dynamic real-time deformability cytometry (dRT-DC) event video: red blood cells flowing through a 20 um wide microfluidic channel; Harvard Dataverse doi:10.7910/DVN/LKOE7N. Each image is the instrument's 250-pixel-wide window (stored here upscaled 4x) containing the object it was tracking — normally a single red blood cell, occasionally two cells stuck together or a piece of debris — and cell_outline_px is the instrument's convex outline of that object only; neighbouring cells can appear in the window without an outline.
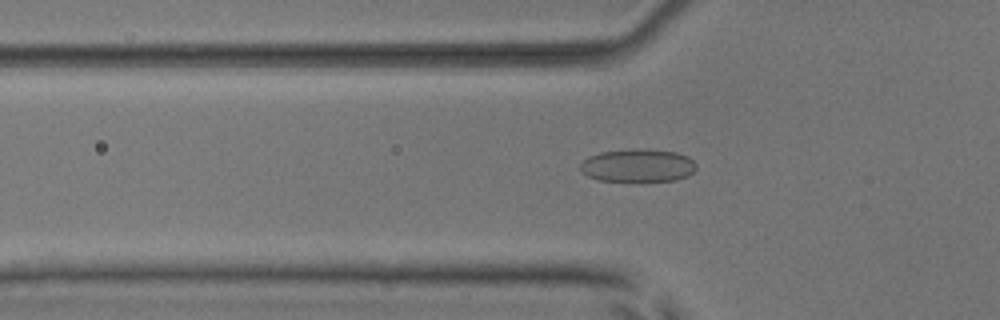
{"species": "common noctule bat (a hibernating species)", "species_latin": "Nyctalus noctula", "temperature_condition": "room temperature", "stored_images_in_passage": 50, "camera_frame_rate_fps": 3000, "um_per_image_px": 0.085, "animal": {"sex": "male", "body_mass_g": 17.9, "forearm_length_mm": 54.2}, "frame": {"image": 1, "passage_image": 14, "time_ms": 4.333, "image_size_px": [1000, 320], "cell_outline_px": [[696, 168], [688, 176], [676, 180], [600, 180], [588, 176], [580, 172], [580, 164], [588, 156], [600, 152], [640, 148], [644, 148], [676, 152], [688, 156], [696, 164]], "centroid_in_image_um": [54.21, 14.04], "position_along_channel_um": 71.6, "area_um2": 22.2}}
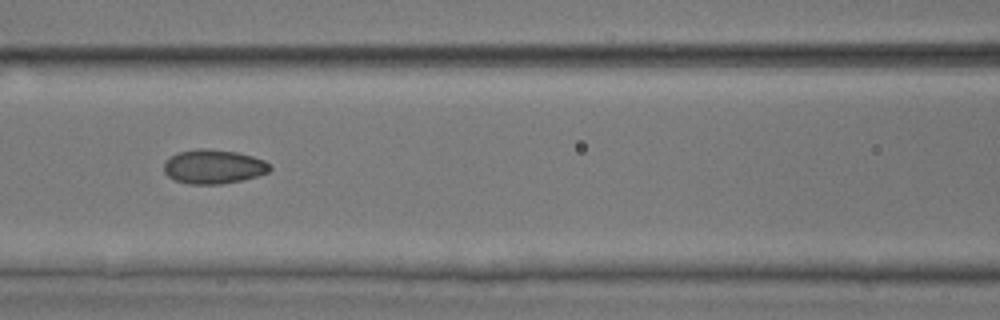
{"frame": {"image": 2, "passage_image": 20, "time_ms": 6.333, "image_size_px": [1000, 320], "cell_outline_px": [[272, 168], [268, 172], [256, 176], [240, 180], [220, 184], [188, 184], [176, 180], [168, 176], [164, 172], [164, 160], [168, 156], [176, 152], [200, 148], [208, 148], [236, 152], [252, 156], [264, 160]], "centroid_in_image_um": [18.09, 14.15], "position_along_channel_um": 148.5, "area_um2": 21.15}}
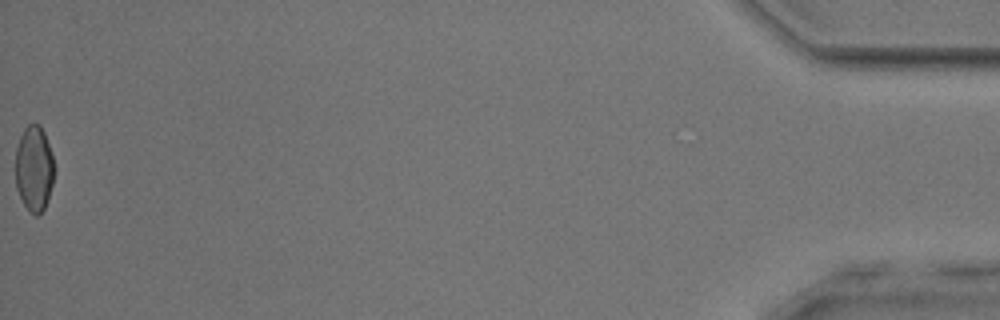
{"frame": {"image": 3, "passage_image": 50, "time_ms": 16.333, "image_size_px": [1000, 320], "cell_outline_px": [[56, 168], [48, 200], [44, 208], [36, 216], [24, 204], [16, 188], [16, 148], [20, 136], [24, 128], [28, 124], [40, 124], [44, 132]], "centroid_in_image_um": [2.91, 14.3], "position_along_channel_um": 432.3, "area_um2": 19.31}, "authors_computed_cell_mechanics": {"area_um2": 20.4034, "velocity_mm_per_s": 3.8259, "shape_relaxation_time_tau1_ms": 9.815, "shape_relaxation_time_tau2_ms": 1.6971, "deformation_change_tau1": 0.1816, "deformation_change_tau2": 0.0452}}